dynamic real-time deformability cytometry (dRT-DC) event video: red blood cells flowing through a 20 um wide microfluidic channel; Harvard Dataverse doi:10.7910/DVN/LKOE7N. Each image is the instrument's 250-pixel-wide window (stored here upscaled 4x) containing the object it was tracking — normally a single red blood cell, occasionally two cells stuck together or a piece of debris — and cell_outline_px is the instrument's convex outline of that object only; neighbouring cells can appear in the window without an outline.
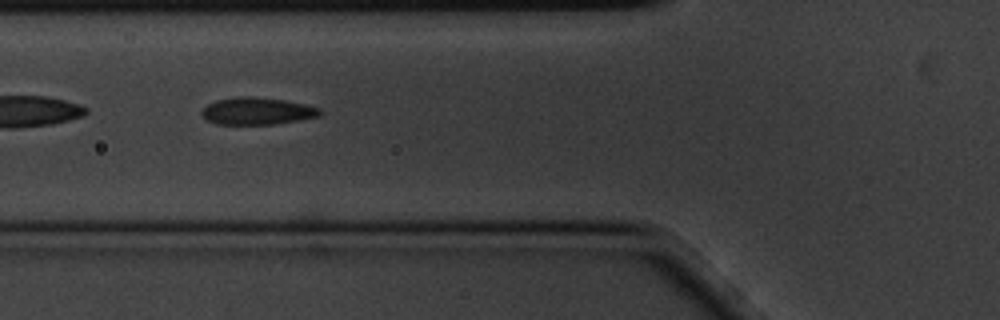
{"species": "common noctule bat (a hibernating species)", "species_latin": "Nyctalus noctula", "temperature_condition": "cold", "stored_images_in_passage": 12, "camera_frame_rate_fps": 3000, "um_per_image_px": 0.085, "animal": {"sex": "male", "body_mass_g": 20.1, "forearm_length_mm": 53.5}, "frame": {"image": 1, "passage_image": 6, "time_ms": 1.667, "image_size_px": [1000, 320], "cell_outline_px": [[324, 112], [320, 116], [272, 124], [216, 124], [208, 120], [200, 112], [208, 104], [216, 100], [240, 96], [252, 96], [284, 100], [304, 104], [320, 108]], "centroid_in_image_um": [21.87, 9.43], "position_along_channel_um": 103.9, "area_um2": 18.55}}
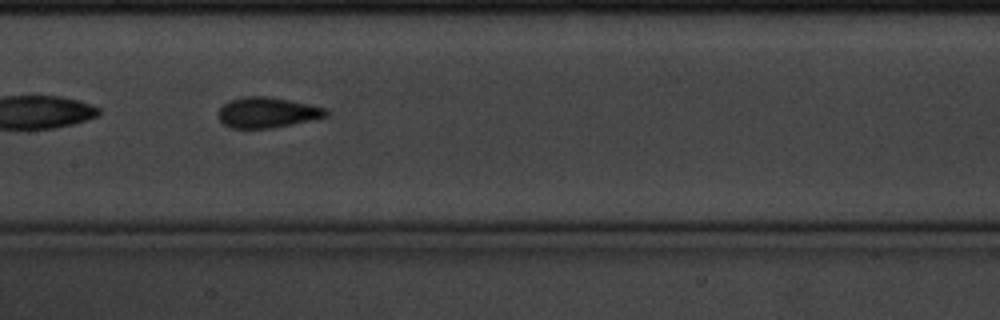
{"frame": {"image": 2, "passage_image": 8, "time_ms": 2.333, "image_size_px": [1000, 320], "cell_outline_px": [[328, 116], [292, 124], [272, 128], [228, 128], [220, 120], [220, 108], [228, 100], [244, 96], [268, 96], [328, 108]], "centroid_in_image_um": [22.72, 9.56], "position_along_channel_um": 184.7, "area_um2": 19.07}}
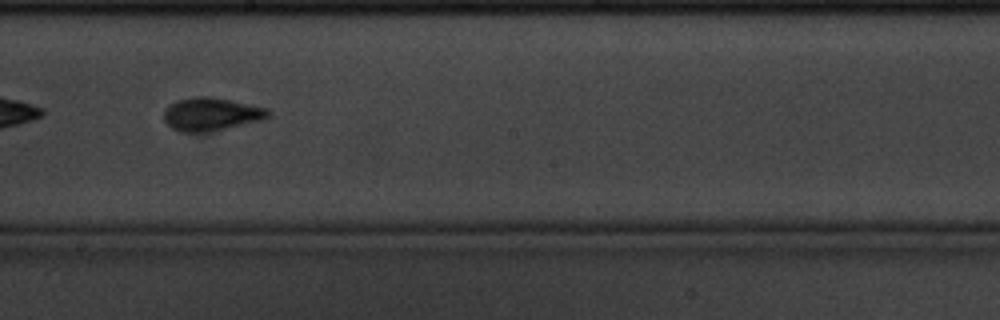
{"frame": {"image": 3, "passage_image": 9, "time_ms": 2.667, "image_size_px": [1000, 320], "cell_outline_px": [[272, 116], [264, 120], [208, 132], [184, 132], [172, 128], [164, 120], [164, 108], [168, 104], [176, 100], [196, 96], [212, 96], [268, 108], [272, 112]], "centroid_in_image_um": [17.98, 9.69], "position_along_channel_um": 230.2, "area_um2": 20.46}}